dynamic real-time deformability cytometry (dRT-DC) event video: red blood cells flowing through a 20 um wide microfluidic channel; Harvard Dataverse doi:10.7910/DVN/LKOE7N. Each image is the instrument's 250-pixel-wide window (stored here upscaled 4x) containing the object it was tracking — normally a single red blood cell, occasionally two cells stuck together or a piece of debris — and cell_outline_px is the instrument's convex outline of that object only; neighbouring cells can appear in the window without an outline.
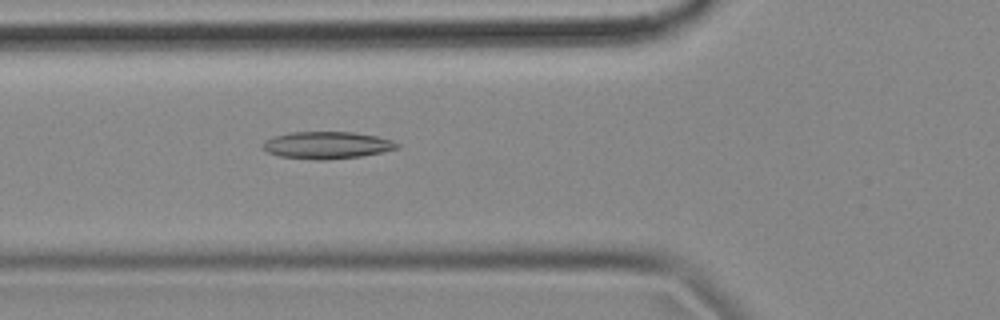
{"species": "common noctule bat (a hibernating species)", "species_latin": "Nyctalus noctula", "temperature_condition": "cold", "stored_images_in_passage": 55, "camera_frame_rate_fps": 3000, "um_per_image_px": 0.085, "animal": {"sex": "female", "body_mass_g": 18.4}, "frame": {"image": 1, "passage_image": 19, "time_ms": 6.0, "image_size_px": [1000, 320], "cell_outline_px": [[400, 148], [360, 156], [328, 160], [316, 160], [280, 156], [268, 152], [260, 148], [260, 144], [264, 140], [272, 136], [288, 132], [352, 132], [376, 136], [392, 140], [400, 144]], "centroid_in_image_um": [27.73, 12.33], "position_along_channel_um": 98.1, "area_um2": 21.44}}
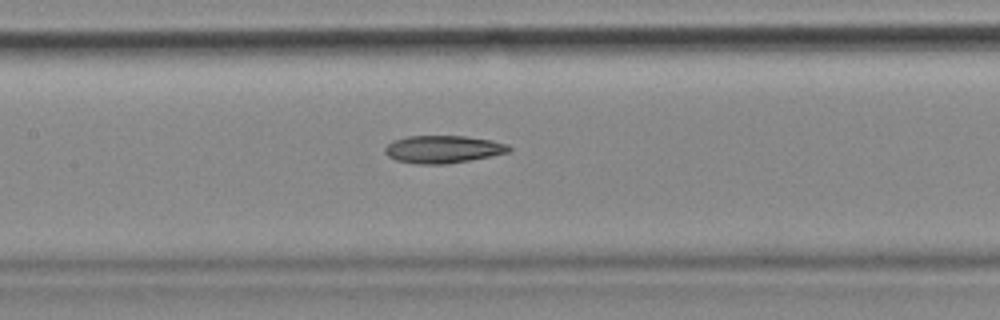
{"frame": {"image": 2, "passage_image": 25, "time_ms": 8.0, "image_size_px": [1000, 320], "cell_outline_px": [[512, 148], [508, 152], [492, 156], [448, 164], [416, 164], [396, 160], [388, 156], [384, 152], [384, 148], [392, 140], [408, 136], [464, 136], [492, 140], [508, 144]], "centroid_in_image_um": [37.65, 12.69], "position_along_channel_um": 169.7, "area_um2": 20.06}}
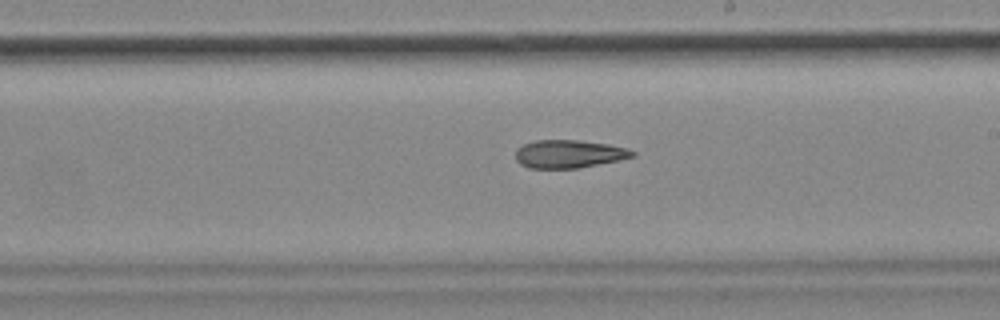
{"frame": {"image": 3, "passage_image": 31, "time_ms": 10.0, "image_size_px": [1000, 320], "cell_outline_px": [[636, 156], [580, 168], [528, 168], [520, 164], [516, 160], [516, 148], [524, 144], [536, 140], [580, 140], [608, 144], [628, 148], [636, 152]], "centroid_in_image_um": [48.36, 13.08], "position_along_channel_um": 240.6, "area_um2": 19.19}}